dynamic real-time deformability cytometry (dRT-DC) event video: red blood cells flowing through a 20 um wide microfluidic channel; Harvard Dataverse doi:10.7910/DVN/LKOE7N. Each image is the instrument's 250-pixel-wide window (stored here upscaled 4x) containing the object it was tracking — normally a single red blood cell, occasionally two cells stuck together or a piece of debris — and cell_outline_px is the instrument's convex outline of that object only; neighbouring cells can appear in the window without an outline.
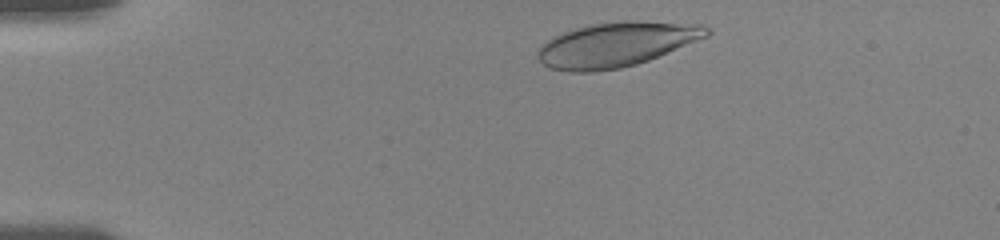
{"species": "human", "species_latin": "Homo sapiens", "temperature_condition": "room temperature", "stored_images_in_passage": 80, "camera_frame_rate_fps": 3000, "um_per_image_px": 0.085, "donor": {"sex": "female"}, "frame": {"image": 1, "passage_image": 5, "time_ms": 0.667, "image_size_px": [1000, 240], "cell_outline_px": [[712, 32], [708, 36], [648, 60], [636, 64], [620, 68], [592, 72], [568, 72], [548, 68], [536, 56], [536, 48], [540, 44], [552, 36], [576, 28], [592, 24], [624, 20], [628, 20], [700, 24], [712, 28]], "centroid_in_image_um": [52.35, 3.78], "position_along_channel_um": 32.7, "area_um2": 44.22}}
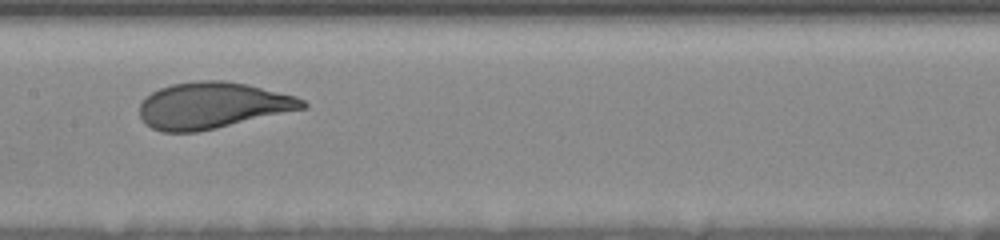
{"frame": {"image": 2, "passage_image": 42, "time_ms": 6.667, "image_size_px": [1000, 240], "cell_outline_px": [[308, 108], [216, 128], [196, 132], [164, 132], [152, 128], [140, 116], [140, 104], [144, 96], [160, 88], [172, 84], [196, 80], [224, 80], [248, 84], [296, 96], [304, 100], [308, 104]], "centroid_in_image_um": [18.08, 8.95], "position_along_channel_um": 189.3, "area_um2": 44.16}}
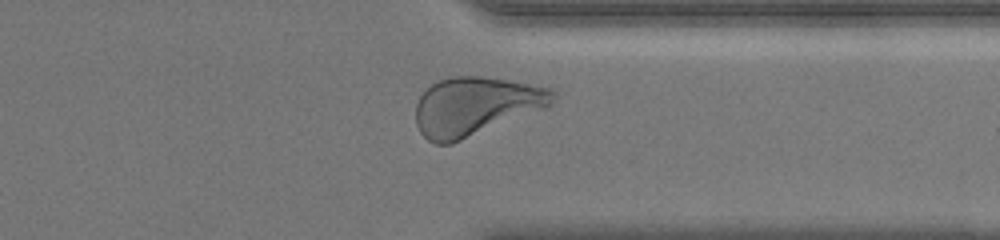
{"frame": {"image": 3, "passage_image": 72, "time_ms": 11.667, "image_size_px": [1000, 240], "cell_outline_px": [[556, 96], [552, 104], [548, 108], [452, 144], [436, 144], [428, 140], [420, 132], [416, 124], [416, 104], [420, 96], [432, 84], [448, 76], [484, 76], [508, 80], [552, 88], [556, 92]], "centroid_in_image_um": [40.46, 9.03], "position_along_channel_um": 370.9, "area_um2": 47.22}, "authors_computed_cell_mechanics": {"area_um2": 43.9858, "velocity_mm_per_s": 3.6365, "shape_relaxation_time_tau1_ms": 2.8569, "shape_relaxation_time_tau2_ms": null, "deformation_change_tau1": 0.155, "deformation_change_tau2": null}}